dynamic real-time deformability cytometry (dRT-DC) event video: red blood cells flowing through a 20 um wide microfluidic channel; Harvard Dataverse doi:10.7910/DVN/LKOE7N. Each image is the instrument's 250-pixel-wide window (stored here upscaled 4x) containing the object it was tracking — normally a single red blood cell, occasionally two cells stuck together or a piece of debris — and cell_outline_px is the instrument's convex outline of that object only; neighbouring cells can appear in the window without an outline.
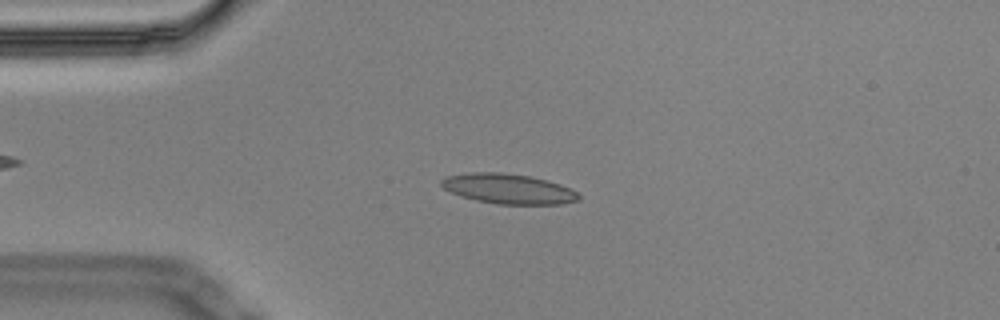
{"species": "Egyptian fruit bat (a non-hibernating species)", "species_latin": "Rousettus aegyptiacus", "temperature_condition": "cold", "stored_images_in_passage": 3, "camera_frame_rate_fps": 3000, "um_per_image_px": 0.085, "animal": {"sex": "male"}, "frame": {"image": 1, "passage_image": 3, "time_ms": 0.667, "image_size_px": [1000, 320], "cell_outline_px": [[580, 196], [576, 200], [560, 204], [496, 204], [476, 200], [460, 196], [444, 188], [440, 184], [440, 180], [444, 176], [472, 172], [500, 172], [528, 176], [548, 180], [560, 184], [576, 192]], "centroid_in_image_um": [43.15, 16.04], "position_along_channel_um": 41.8, "area_um2": 23.87}}